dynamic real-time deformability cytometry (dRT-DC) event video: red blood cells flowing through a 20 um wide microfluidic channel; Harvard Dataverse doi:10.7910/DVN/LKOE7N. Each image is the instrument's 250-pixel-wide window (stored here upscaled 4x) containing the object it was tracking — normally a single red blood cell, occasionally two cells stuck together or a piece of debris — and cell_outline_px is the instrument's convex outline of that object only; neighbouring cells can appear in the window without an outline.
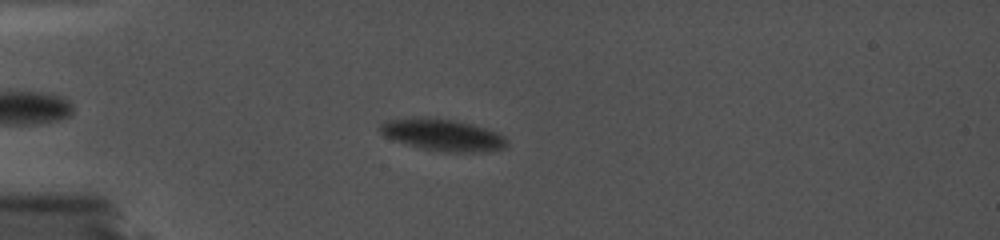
{"species": "common noctule bat (a hibernating species)", "species_latin": "Nyctalus noctula", "temperature_condition": "cold", "stored_images_in_passage": 10, "camera_frame_rate_fps": 5000, "um_per_image_px": 0.085, "animal": {"sex": "female", "body_mass_g": 19.0, "forearm_length_mm": 56.7}, "frame": {"image": 1, "passage_image": 4, "time_ms": 0.6, "image_size_px": [1000, 240], "cell_outline_px": [[504, 144], [500, 148], [456, 152], [424, 148], [396, 140], [388, 136], [380, 128], [380, 124], [384, 120], [412, 116], [428, 116], [456, 120], [488, 128], [500, 132], [504, 136]], "centroid_in_image_um": [37.58, 11.38], "position_along_channel_um": 47.4, "area_um2": 22.83}}
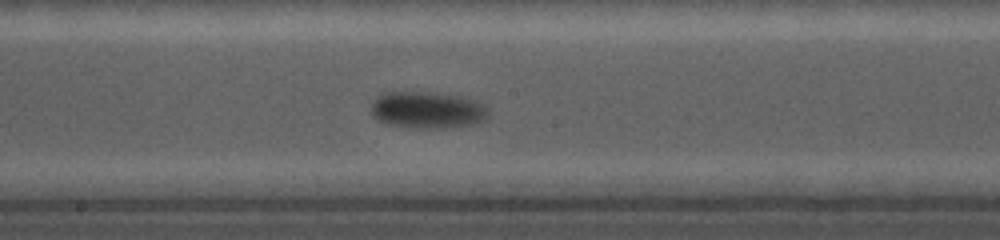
{"frame": {"image": 2, "passage_image": 10, "time_ms": 1.8, "image_size_px": [1000, 240], "cell_outline_px": [[488, 116], [472, 124], [444, 128], [416, 128], [388, 124], [380, 120], [372, 112], [372, 104], [376, 96], [384, 92], [428, 92], [460, 96], [484, 104], [488, 112]], "centroid_in_image_um": [36.31, 9.34], "position_along_channel_um": 211.9, "area_um2": 24.74}}